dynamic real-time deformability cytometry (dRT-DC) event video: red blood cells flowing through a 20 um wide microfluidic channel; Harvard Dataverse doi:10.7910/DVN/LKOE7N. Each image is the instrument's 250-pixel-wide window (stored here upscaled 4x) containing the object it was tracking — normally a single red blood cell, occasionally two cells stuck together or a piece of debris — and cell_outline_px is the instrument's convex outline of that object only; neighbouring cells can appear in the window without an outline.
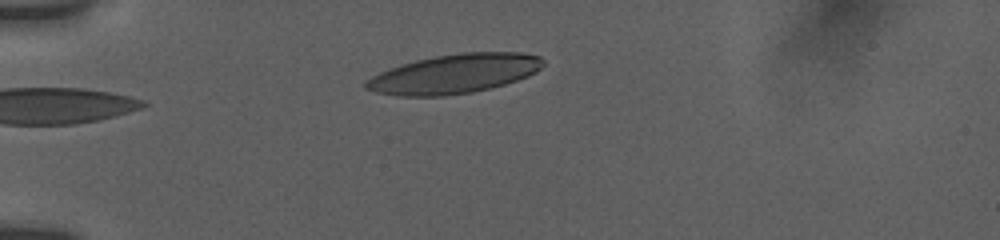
{"species": "human", "species_latin": "Homo sapiens", "temperature_condition": "room temperature", "stored_images_in_passage": 24, "camera_frame_rate_fps": 3000, "um_per_image_px": 0.085, "donor": {"sex": "female"}, "frame": {"image": 1, "passage_image": 1, "time_ms": 0.0, "image_size_px": [1000, 240], "cell_outline_px": [[544, 64], [536, 72], [528, 76], [504, 84], [472, 92], [444, 96], [400, 96], [376, 92], [364, 88], [364, 84], [372, 76], [380, 72], [416, 60], [436, 56], [460, 52], [520, 52], [540, 56], [544, 60]], "centroid_in_image_um": [38.64, 6.27], "position_along_channel_um": 46.4, "area_um2": 40.23}}
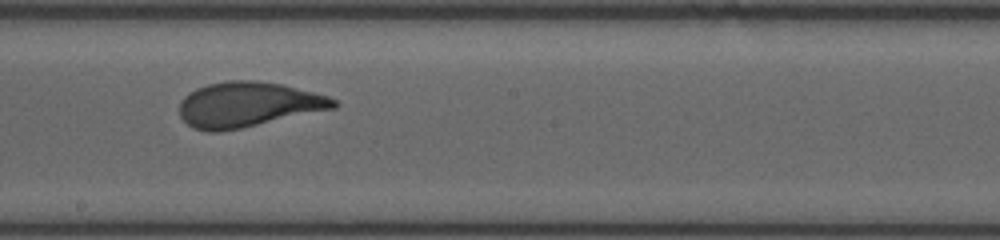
{"frame": {"image": 2, "passage_image": 12, "time_ms": 5.667, "image_size_px": [1000, 240], "cell_outline_px": [[340, 104], [336, 108], [240, 128], [220, 132], [208, 132], [192, 128], [180, 116], [180, 100], [184, 96], [196, 88], [208, 84], [228, 80], [256, 80], [284, 84], [328, 96], [336, 100]], "centroid_in_image_um": [21.08, 8.88], "position_along_channel_um": 227.1, "area_um2": 40.63}}
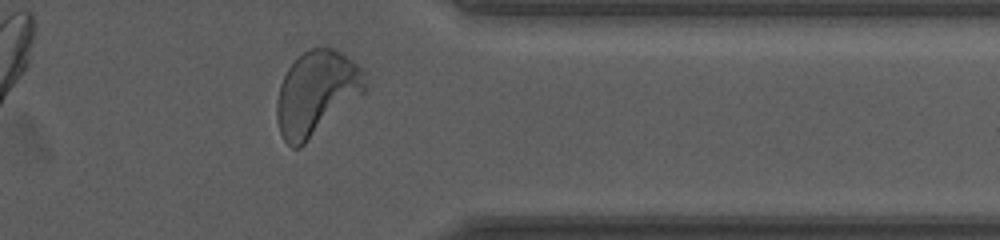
{"frame": {"image": 3, "passage_image": 21, "time_ms": 10.0, "image_size_px": [1000, 240], "cell_outline_px": [[368, 88], [364, 92], [300, 148], [292, 148], [284, 140], [280, 132], [276, 120], [276, 100], [280, 84], [288, 68], [308, 48], [332, 48], [340, 52], [364, 68]], "centroid_in_image_um": [26.9, 7.92], "position_along_channel_um": 384.5, "area_um2": 43.23}, "authors_computed_cell_mechanics": {"area_um2": 40.6623, "velocity_mm_per_s": 3.7491, "shape_relaxation_time_tau1_ms": 4.0763, "shape_relaxation_time_tau2_ms": null, "deformation_change_tau1": 0.1707, "deformation_change_tau2": null}}